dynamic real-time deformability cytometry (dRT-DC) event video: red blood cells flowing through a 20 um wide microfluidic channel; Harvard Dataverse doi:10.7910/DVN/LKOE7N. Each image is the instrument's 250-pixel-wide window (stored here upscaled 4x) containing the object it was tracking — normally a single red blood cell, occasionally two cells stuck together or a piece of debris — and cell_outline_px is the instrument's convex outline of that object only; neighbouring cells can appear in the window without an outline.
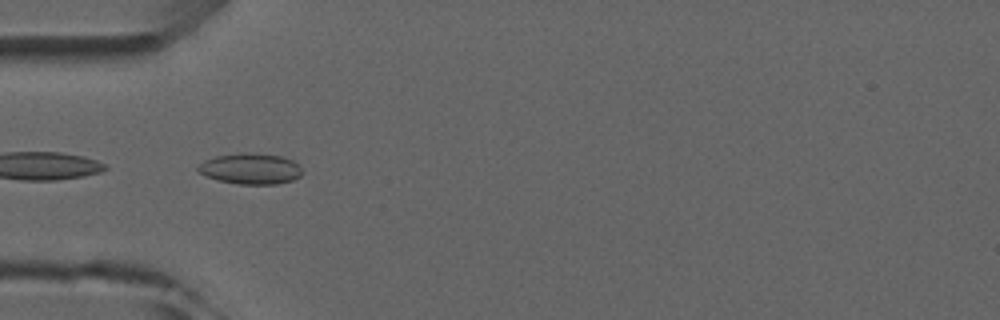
{"species": "common noctule bat (a hibernating species)", "species_latin": "Nyctalus noctula", "temperature_condition": "room temperature", "stored_images_in_passage": 6, "camera_frame_rate_fps": 3000, "um_per_image_px": 0.085, "animal": {"sex": "male", "forearm_length_mm": 52.5}, "frame": {"image": 1, "passage_image": 4, "time_ms": 4.333, "image_size_px": [1000, 320], "cell_outline_px": [[304, 172], [300, 176], [292, 180], [276, 184], [240, 184], [220, 180], [208, 176], [200, 172], [196, 168], [204, 160], [216, 156], [240, 152], [252, 152], [280, 156], [292, 160], [300, 164]], "centroid_in_image_um": [21.34, 14.32], "position_along_channel_um": 63.7, "area_um2": 18.79}}
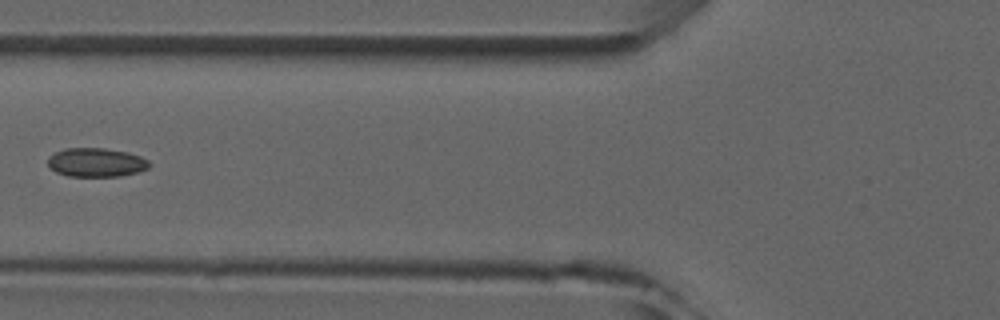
{"frame": {"image": 2, "passage_image": 5, "time_ms": 5.667, "image_size_px": [1000, 320], "cell_outline_px": [[152, 164], [148, 168], [136, 172], [120, 176], [68, 176], [56, 172], [48, 164], [48, 156], [64, 148], [104, 148], [128, 152], [140, 156], [148, 160]], "centroid_in_image_um": [8.18, 13.8], "position_along_channel_um": 117.6, "area_um2": 17.05}}
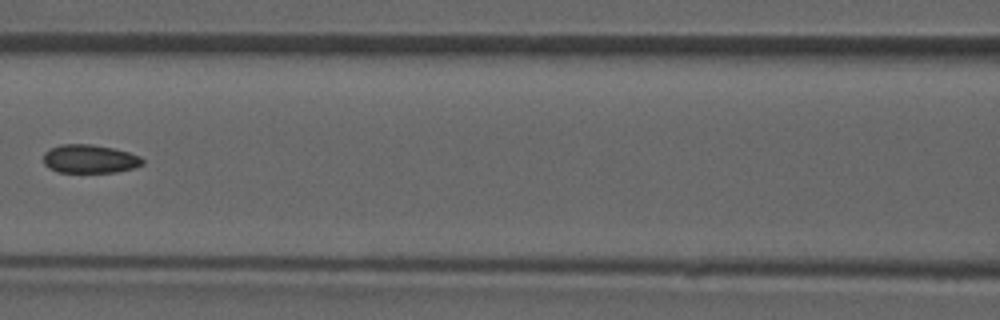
{"frame": {"image": 3, "passage_image": 6, "time_ms": 6.667, "image_size_px": [1000, 320], "cell_outline_px": [[144, 164], [132, 168], [116, 172], [60, 172], [48, 168], [44, 164], [44, 152], [60, 144], [92, 144], [112, 148], [128, 152], [140, 156], [144, 160]], "centroid_in_image_um": [7.62, 13.5], "position_along_channel_um": 159.0, "area_um2": 16.42}}